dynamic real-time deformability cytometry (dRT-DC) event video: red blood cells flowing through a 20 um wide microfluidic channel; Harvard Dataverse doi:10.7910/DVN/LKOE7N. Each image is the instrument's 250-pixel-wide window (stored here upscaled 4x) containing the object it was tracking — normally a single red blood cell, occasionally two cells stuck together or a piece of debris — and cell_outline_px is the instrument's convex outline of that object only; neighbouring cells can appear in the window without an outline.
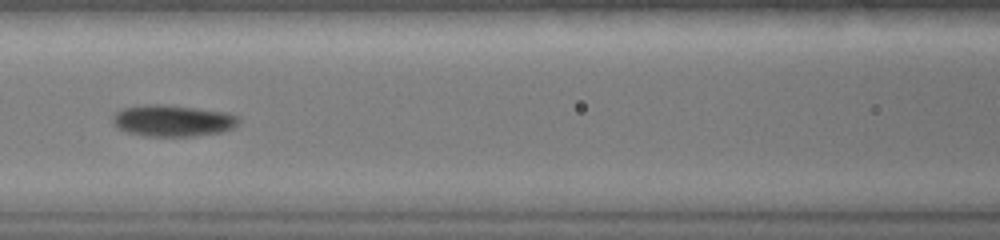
{"species": "common noctule bat (a hibernating species)", "species_latin": "Nyctalus noctula", "temperature_condition": "warm", "stored_images_in_passage": 22, "camera_frame_rate_fps": 3000, "um_per_image_px": 0.085, "animal": {"sex": "female", "body_mass_g": 19.0, "forearm_length_mm": 51.5}, "frame": {"image": 1, "passage_image": 5, "time_ms": 1.333, "image_size_px": [1000, 240], "cell_outline_px": [[240, 120], [232, 128], [220, 132], [196, 136], [144, 136], [128, 132], [116, 128], [112, 124], [112, 116], [120, 108], [144, 104], [164, 104], [228, 112], [240, 116]], "centroid_in_image_um": [14.64, 10.25], "position_along_channel_um": 152.0, "area_um2": 23.47}}
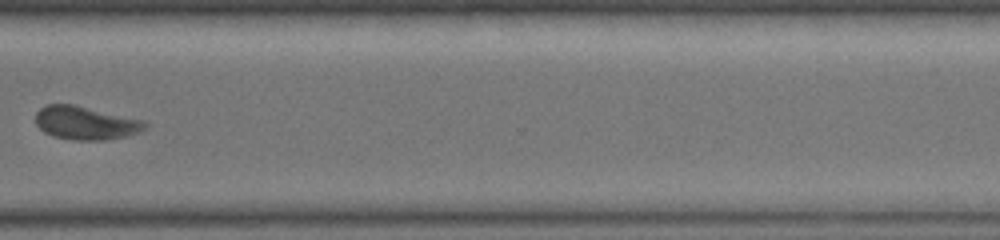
{"frame": {"image": 2, "passage_image": 15, "time_ms": 4.667, "image_size_px": [1000, 240], "cell_outline_px": [[148, 124], [144, 128], [136, 132], [124, 136], [104, 140], [72, 140], [52, 136], [44, 132], [36, 124], [36, 112], [40, 108], [48, 104], [72, 104], [144, 120]], "centroid_in_image_um": [7.23, 10.45], "position_along_channel_um": 363.4, "area_um2": 21.04}}
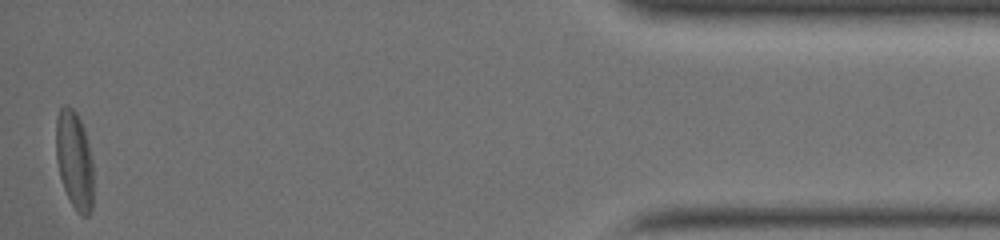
{"frame": {"image": 3, "passage_image": 22, "time_ms": 7.0, "image_size_px": [1000, 240], "cell_outline_px": [[92, 208], [88, 216], [80, 216], [76, 212], [64, 188], [60, 176], [56, 160], [56, 116], [60, 108], [64, 104], [68, 104], [76, 112], [84, 128], [92, 160]], "centroid_in_image_um": [6.31, 13.58], "position_along_channel_um": 428.9, "area_um2": 21.44}}